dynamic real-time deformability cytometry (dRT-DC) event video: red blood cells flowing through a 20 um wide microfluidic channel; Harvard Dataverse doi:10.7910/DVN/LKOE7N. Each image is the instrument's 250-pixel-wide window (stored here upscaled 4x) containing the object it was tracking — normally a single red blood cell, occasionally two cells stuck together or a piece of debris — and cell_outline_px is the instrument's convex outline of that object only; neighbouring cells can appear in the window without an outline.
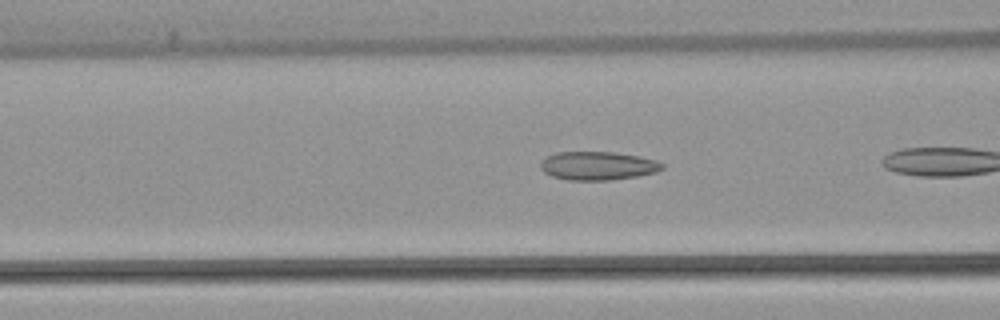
{"species": "common noctule bat (a hibernating species)", "species_latin": "Nyctalus noctula", "temperature_condition": "warm", "stored_images_in_passage": 11, "camera_frame_rate_fps": 3000, "um_per_image_px": 0.085, "animal": {"sex": "female", "body_mass_g": 22.7, "forearm_length_mm": 54.2}, "frame": {"image": 1, "passage_image": 5, "time_ms": 1.333, "image_size_px": [1000, 320], "cell_outline_px": [[664, 168], [656, 172], [636, 176], [612, 180], [568, 180], [552, 176], [544, 172], [540, 168], [540, 164], [548, 156], [556, 152], [612, 152], [640, 156], [656, 160], [664, 164]], "centroid_in_image_um": [50.83, 14.09], "position_along_channel_um": 115.8, "area_um2": 20.17}}
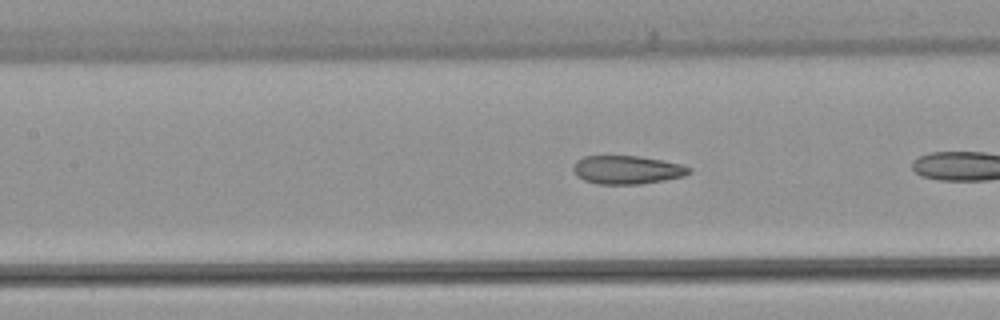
{"frame": {"image": 2, "passage_image": 8, "time_ms": 2.333, "image_size_px": [1000, 320], "cell_outline_px": [[692, 172], [684, 176], [664, 180], [640, 184], [600, 184], [584, 180], [576, 176], [572, 168], [576, 160], [584, 156], [640, 156], [680, 164], [692, 168]], "centroid_in_image_um": [53.29, 14.43], "position_along_channel_um": 154.1, "area_um2": 19.19}}